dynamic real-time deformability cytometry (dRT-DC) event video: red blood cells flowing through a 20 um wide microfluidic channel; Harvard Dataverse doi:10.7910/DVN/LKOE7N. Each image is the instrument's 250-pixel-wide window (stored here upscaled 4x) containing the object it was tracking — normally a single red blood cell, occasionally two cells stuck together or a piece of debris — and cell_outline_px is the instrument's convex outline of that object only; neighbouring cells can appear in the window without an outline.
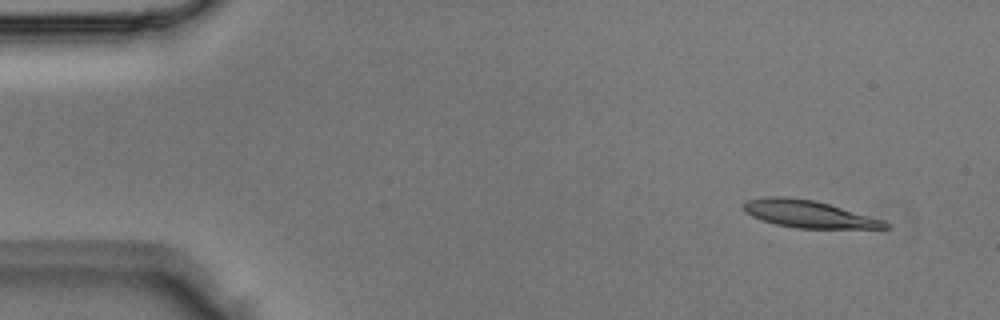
{"species": "Egyptian fruit bat (a non-hibernating species)", "species_latin": "Rousettus aegyptiacus", "temperature_condition": "room temperature", "stored_images_in_passage": 3, "camera_frame_rate_fps": 3000, "um_per_image_px": 0.085, "animal": {"sex": "male"}, "frame": {"image": 1, "passage_image": 1, "time_ms": 0.0, "image_size_px": [1000, 320], "cell_outline_px": [[892, 224], [888, 228], [796, 228], [776, 224], [752, 216], [744, 212], [744, 204], [748, 200], [764, 196], [784, 196], [812, 200], [828, 204], [884, 220]], "centroid_in_image_um": [68.73, 18.19], "position_along_channel_um": 16.3, "area_um2": 22.2}}
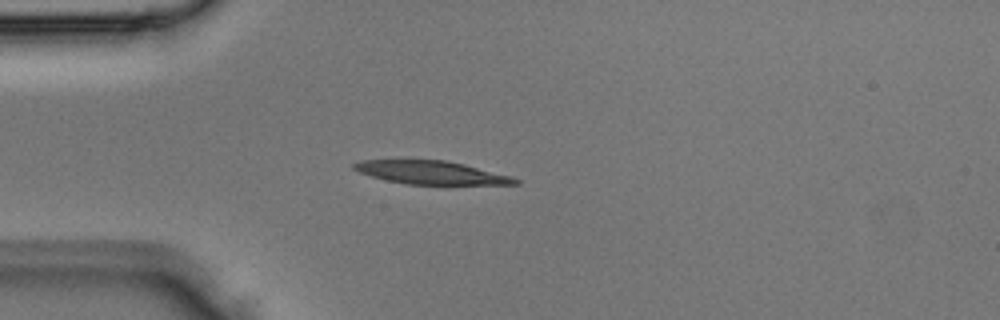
{"frame": {"image": 2, "passage_image": 3, "time_ms": 0.667, "image_size_px": [1000, 320], "cell_outline_px": [[520, 184], [408, 184], [388, 180], [372, 176], [360, 172], [352, 168], [352, 164], [360, 160], [444, 160], [464, 164], [512, 176], [520, 180]], "centroid_in_image_um": [36.67, 14.66], "position_along_channel_um": 48.3, "area_um2": 21.56}}